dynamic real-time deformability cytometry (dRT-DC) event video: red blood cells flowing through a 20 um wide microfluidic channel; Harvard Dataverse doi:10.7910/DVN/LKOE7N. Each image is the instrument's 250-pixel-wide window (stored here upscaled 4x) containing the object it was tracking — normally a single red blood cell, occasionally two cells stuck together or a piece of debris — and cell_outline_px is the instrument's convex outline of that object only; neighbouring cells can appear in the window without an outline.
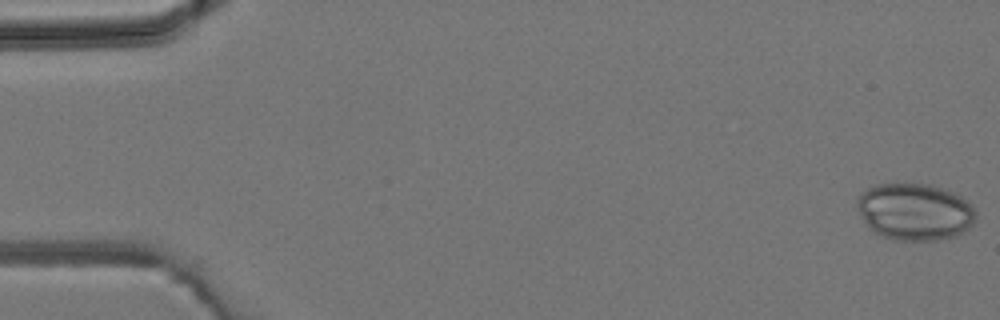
{"species": "common noctule bat (a hibernating species)", "species_latin": "Nyctalus noctula", "temperature_condition": "room temperature", "stored_images_in_passage": 5, "camera_frame_rate_fps": 3000, "um_per_image_px": 0.085, "animal": {"sex": "male", "body_mass_g": 19.2, "forearm_length_mm": 51.8}, "frame": {"image": 1, "passage_image": 1, "time_ms": 0.0, "image_size_px": [1000, 320], "cell_outline_px": [[976, 220], [968, 228], [952, 236], [936, 240], [896, 240], [880, 236], [872, 232], [868, 228], [860, 216], [856, 204], [856, 200], [860, 192], [876, 184], [932, 184], [952, 192], [960, 196], [972, 204], [976, 212]], "centroid_in_image_um": [77.71, 17.99], "position_along_channel_um": 7.3, "area_um2": 39.65}}